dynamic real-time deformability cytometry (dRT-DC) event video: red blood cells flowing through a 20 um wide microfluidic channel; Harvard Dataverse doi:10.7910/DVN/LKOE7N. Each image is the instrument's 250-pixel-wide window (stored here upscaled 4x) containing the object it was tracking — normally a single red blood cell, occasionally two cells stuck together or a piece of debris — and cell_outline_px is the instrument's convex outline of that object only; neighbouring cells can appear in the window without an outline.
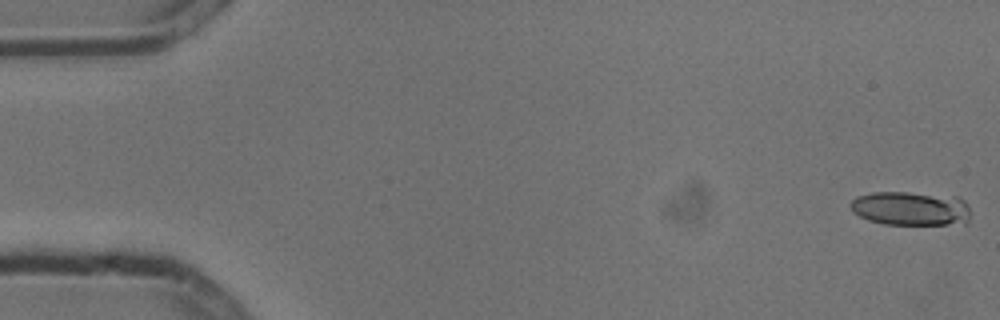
{"species": "common noctule bat (a hibernating species)", "species_latin": "Nyctalus noctula", "temperature_condition": "cold", "stored_images_in_passage": 5, "camera_frame_rate_fps": 3000, "um_per_image_px": 0.085, "animal": {"sex": "male", "body_mass_g": 13.3}, "frame": {"image": 1, "passage_image": 5, "time_ms": 1.333, "image_size_px": [1000, 320], "cell_outline_px": [[968, 224], [884, 224], [868, 220], [852, 212], [848, 204], [856, 196], [872, 192], [908, 192], [956, 196], [964, 200], [968, 204]], "centroid_in_image_um": [77.39, 17.71], "position_along_channel_um": 7.6, "area_um2": 24.1}}